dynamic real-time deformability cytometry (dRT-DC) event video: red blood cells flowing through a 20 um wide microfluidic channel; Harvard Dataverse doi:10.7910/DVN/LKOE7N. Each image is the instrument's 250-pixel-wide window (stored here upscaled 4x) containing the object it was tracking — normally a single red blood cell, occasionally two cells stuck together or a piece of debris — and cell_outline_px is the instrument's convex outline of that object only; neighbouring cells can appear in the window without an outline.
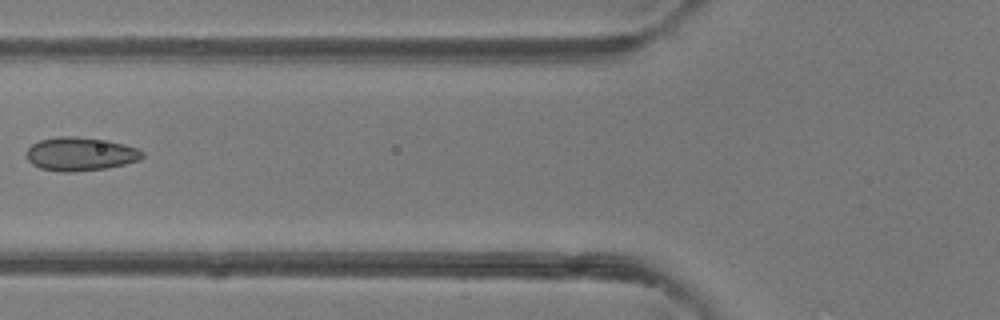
{"species": "common noctule bat (a hibernating species)", "species_latin": "Nyctalus noctula", "temperature_condition": "room temperature", "stored_images_in_passage": 5, "camera_frame_rate_fps": 3000, "um_per_image_px": 0.085, "animal": {"sex": "female"}, "frame": {"image": 1, "passage_image": 5, "time_ms": 1.333, "image_size_px": [1000, 320], "cell_outline_px": [[144, 156], [140, 160], [108, 168], [68, 172], [60, 172], [40, 168], [32, 164], [28, 160], [28, 148], [32, 144], [40, 140], [56, 136], [76, 136], [108, 140], [140, 148], [144, 152]], "centroid_in_image_um": [6.87, 13.08], "position_along_channel_um": 118.9, "area_um2": 22.83}}